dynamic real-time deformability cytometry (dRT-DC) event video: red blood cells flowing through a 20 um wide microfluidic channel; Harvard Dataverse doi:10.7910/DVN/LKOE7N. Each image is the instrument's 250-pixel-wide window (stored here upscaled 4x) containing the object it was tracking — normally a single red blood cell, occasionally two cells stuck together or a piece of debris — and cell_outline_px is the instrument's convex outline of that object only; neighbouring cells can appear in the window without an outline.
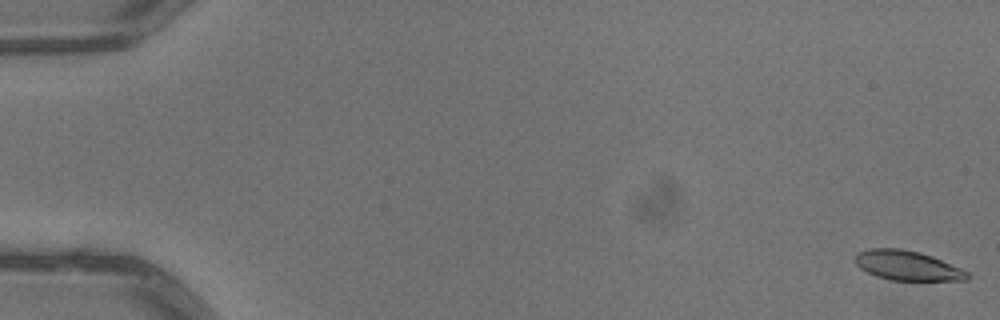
{"species": "common noctule bat (a hibernating species)", "species_latin": "Nyctalus noctula", "temperature_condition": "warm", "stored_images_in_passage": 6, "camera_frame_rate_fps": 3000, "um_per_image_px": 0.085, "animal": {"sex": "male", "body_mass_g": 13.3}, "frame": {"image": 1, "passage_image": 1, "time_ms": 0.0, "image_size_px": [1000, 320], "cell_outline_px": [[968, 280], [892, 280], [876, 276], [860, 268], [856, 264], [856, 256], [860, 252], [872, 248], [900, 248], [920, 252], [932, 256], [960, 268], [968, 272]], "centroid_in_image_um": [77.13, 22.57], "position_along_channel_um": 7.9, "area_um2": 19.07}}
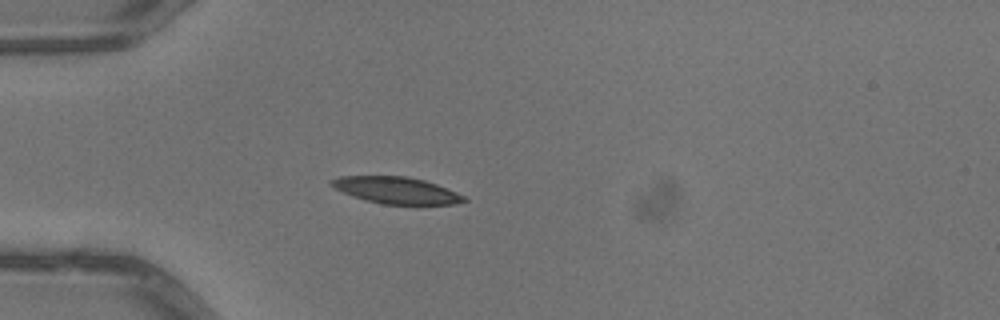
{"frame": {"image": 2, "passage_image": 5, "time_ms": 1.333, "image_size_px": [1000, 320], "cell_outline_px": [[468, 200], [452, 204], [384, 204], [352, 196], [328, 184], [328, 180], [340, 176], [408, 176], [424, 180], [436, 184], [456, 192], [464, 196]], "centroid_in_image_um": [33.66, 16.16], "position_along_channel_um": 51.3, "area_um2": 20.4}}